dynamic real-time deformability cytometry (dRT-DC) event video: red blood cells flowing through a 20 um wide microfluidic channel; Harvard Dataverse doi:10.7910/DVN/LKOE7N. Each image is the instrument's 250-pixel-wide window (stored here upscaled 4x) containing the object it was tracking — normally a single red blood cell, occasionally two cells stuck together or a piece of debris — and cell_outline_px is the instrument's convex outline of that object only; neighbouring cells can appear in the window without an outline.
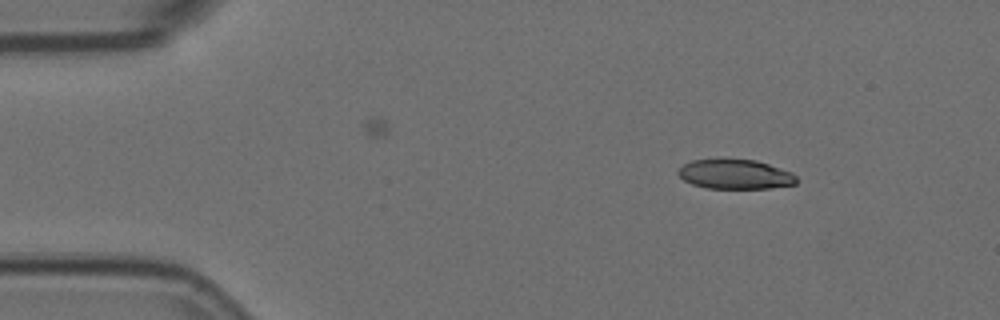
{"species": "Egyptian fruit bat (a non-hibernating species)", "species_latin": "Rousettus aegyptiacus", "temperature_condition": "room temperature", "stored_images_in_passage": 6, "camera_frame_rate_fps": 3000, "um_per_image_px": 0.085, "animal": {"sex": "female"}, "frame": {"image": 1, "passage_image": 1, "time_ms": 0.0, "image_size_px": [1000, 320], "cell_outline_px": [[796, 184], [768, 188], [708, 188], [692, 184], [684, 180], [676, 172], [684, 164], [692, 160], [756, 160], [792, 172], [796, 176]], "centroid_in_image_um": [62.49, 14.82], "position_along_channel_um": 22.5, "area_um2": 20.06}}
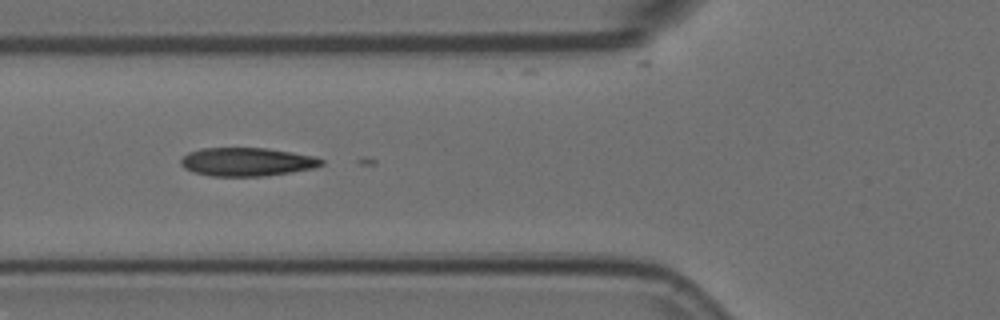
{"frame": {"image": 2, "passage_image": 4, "time_ms": 1.0, "image_size_px": [1000, 320], "cell_outline_px": [[324, 164], [312, 168], [292, 172], [264, 176], [212, 176], [192, 172], [184, 168], [180, 164], [180, 160], [188, 152], [200, 148], [268, 148], [292, 152], [312, 156], [324, 160]], "centroid_in_image_um": [20.96, 13.76], "position_along_channel_um": 104.8, "area_um2": 23.35}}
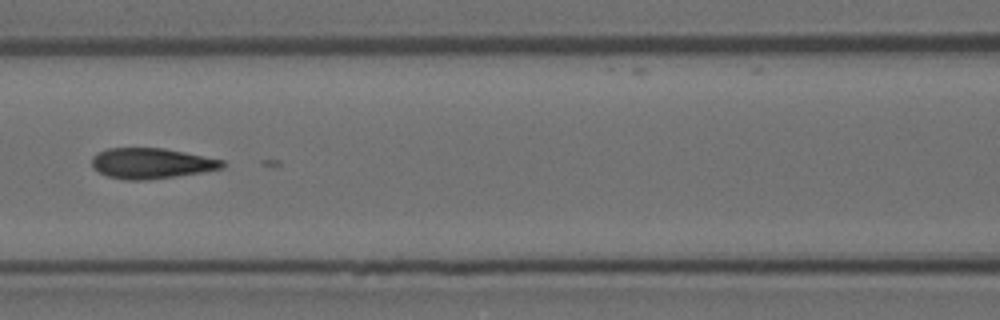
{"frame": {"image": 3, "passage_image": 5, "time_ms": 1.333, "image_size_px": [1000, 320], "cell_outline_px": [[224, 168], [204, 172], [148, 180], [124, 180], [108, 176], [92, 168], [92, 156], [96, 152], [108, 148], [164, 148], [224, 160]], "centroid_in_image_um": [12.85, 13.88], "position_along_channel_um": 153.8, "area_um2": 23.35}}